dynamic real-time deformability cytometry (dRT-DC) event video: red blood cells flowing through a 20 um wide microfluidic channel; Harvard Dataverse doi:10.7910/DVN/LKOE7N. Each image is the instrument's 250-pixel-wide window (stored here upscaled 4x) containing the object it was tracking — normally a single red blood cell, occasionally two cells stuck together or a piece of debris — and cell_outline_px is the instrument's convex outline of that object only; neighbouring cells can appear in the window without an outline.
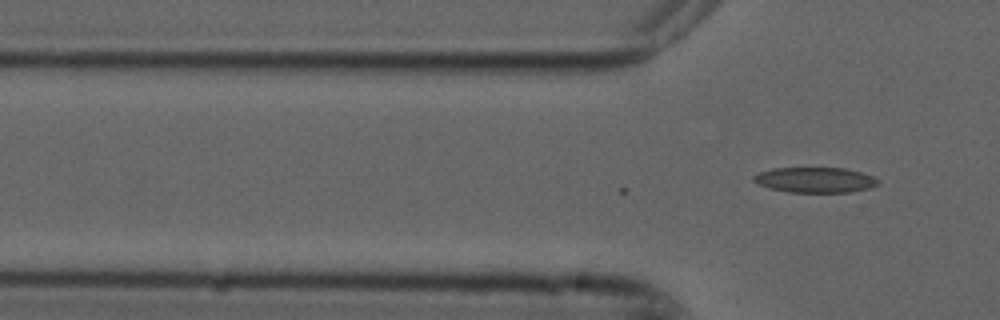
{"species": "common noctule bat (a hibernating species)", "species_latin": "Nyctalus noctula", "temperature_condition": "cold", "stored_images_in_passage": 2, "camera_frame_rate_fps": 3000, "um_per_image_px": 0.085, "animal": {"sex": "male", "forearm_length_mm": 52.5}, "frame": {"image": 1, "passage_image": 2, "time_ms": 0.333, "image_size_px": [1000, 320], "cell_outline_px": [[876, 184], [872, 188], [852, 192], [788, 192], [768, 188], [752, 180], [752, 176], [760, 172], [772, 168], [844, 168], [860, 172], [872, 176], [876, 180]], "centroid_in_image_um": [69.25, 15.3], "position_along_channel_um": 56.6, "area_um2": 18.26}}